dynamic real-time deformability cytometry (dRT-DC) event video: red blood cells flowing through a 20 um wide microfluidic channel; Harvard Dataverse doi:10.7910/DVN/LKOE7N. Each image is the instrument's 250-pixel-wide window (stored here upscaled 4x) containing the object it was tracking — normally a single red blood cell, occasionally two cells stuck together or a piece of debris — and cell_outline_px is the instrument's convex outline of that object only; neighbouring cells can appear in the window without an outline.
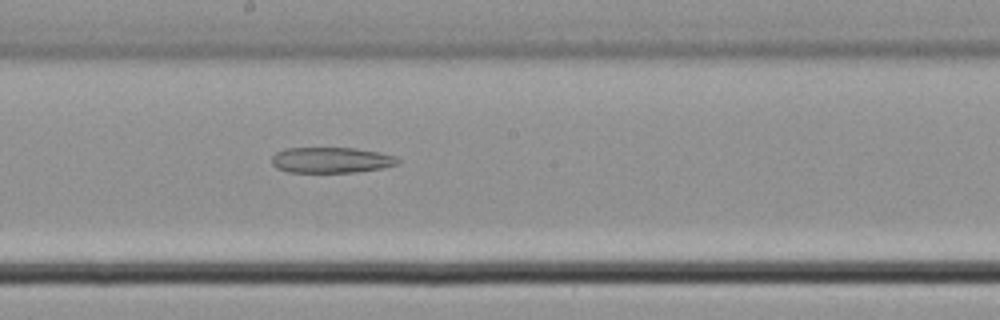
{"species": "common noctule bat (a hibernating species)", "species_latin": "Nyctalus noctula", "temperature_condition": "cold", "stored_images_in_passage": 38, "camera_frame_rate_fps": 3000, "um_per_image_px": 0.085, "animal": {"sex": "male", "body_mass_g": 21.5, "forearm_length_mm": 52.0}, "frame": {"image": 1, "passage_image": 20, "time_ms": 6.333, "image_size_px": [1000, 320], "cell_outline_px": [[400, 160], [396, 164], [384, 168], [356, 172], [288, 172], [276, 168], [272, 164], [272, 156], [276, 152], [284, 148], [356, 148], [380, 152], [396, 156]], "centroid_in_image_um": [28.15, 13.6], "position_along_channel_um": 220.0, "area_um2": 19.02}}
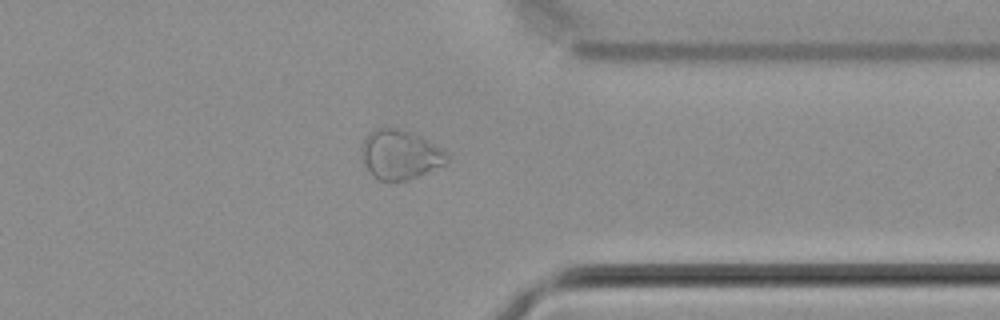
{"frame": {"image": 2, "passage_image": 29, "time_ms": 9.333, "image_size_px": [1000, 320], "cell_outline_px": [[448, 164], [408, 180], [380, 180], [372, 176], [368, 172], [360, 156], [360, 148], [368, 132], [376, 128], [400, 128], [440, 148], [448, 156]], "centroid_in_image_um": [33.95, 13.16], "position_along_channel_um": 377.5, "area_um2": 24.45}}
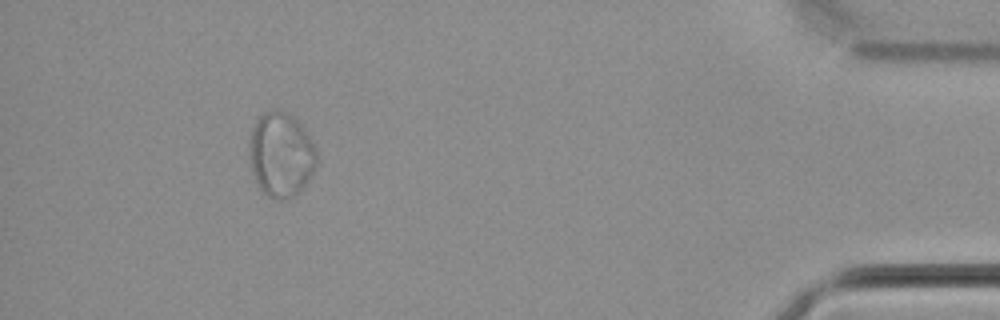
{"frame": {"image": 3, "passage_image": 34, "time_ms": 11.0, "image_size_px": [1000, 320], "cell_outline_px": [[316, 164], [308, 180], [296, 196], [288, 200], [276, 200], [268, 196], [256, 184], [252, 172], [248, 152], [248, 144], [252, 128], [256, 120], [264, 112], [272, 108], [284, 112], [292, 116], [304, 128], [316, 148]], "centroid_in_image_um": [23.86, 13.16], "position_along_channel_um": 411.3, "area_um2": 33.52}}